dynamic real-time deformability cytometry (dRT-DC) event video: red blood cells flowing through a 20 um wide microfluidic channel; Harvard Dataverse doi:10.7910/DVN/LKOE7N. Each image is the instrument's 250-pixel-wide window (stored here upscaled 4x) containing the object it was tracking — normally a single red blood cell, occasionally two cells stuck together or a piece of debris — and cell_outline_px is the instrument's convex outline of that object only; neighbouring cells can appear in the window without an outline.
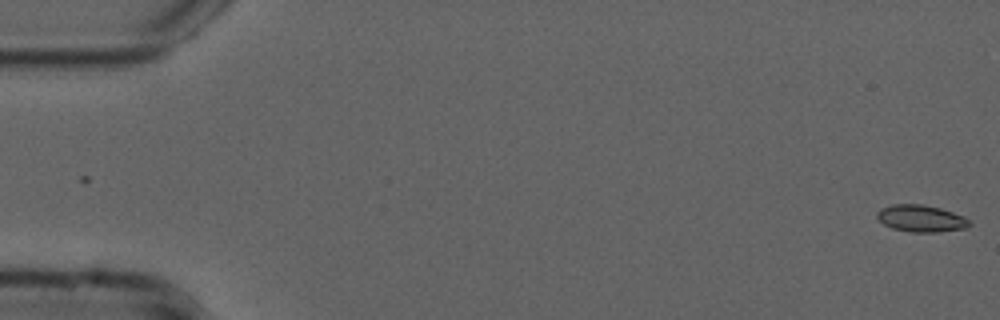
{"species": "common noctule bat (a hibernating species)", "species_latin": "Nyctalus noctula", "temperature_condition": "cold", "stored_images_in_passage": 54, "camera_frame_rate_fps": 3000, "um_per_image_px": 0.085, "animal": {"sex": "male", "forearm_length_mm": 52.5}, "frame": {"image": 1, "passage_image": 1, "time_ms": 0.0, "image_size_px": [1000, 320], "cell_outline_px": [[972, 224], [964, 228], [936, 232], [912, 232], [892, 228], [884, 224], [876, 216], [876, 212], [880, 208], [892, 204], [920, 204], [940, 208], [964, 216]], "centroid_in_image_um": [78.26, 18.56], "position_along_channel_um": 6.7, "area_um2": 14.39}}
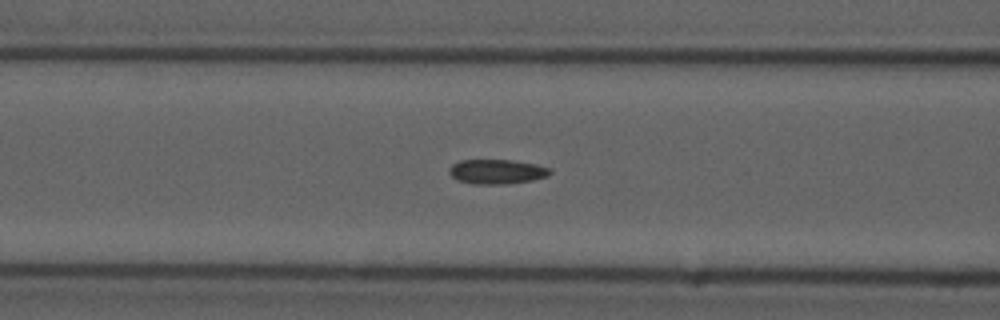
{"frame": {"image": 2, "passage_image": 22, "time_ms": 7.0, "image_size_px": [1000, 320], "cell_outline_px": [[552, 172], [548, 176], [532, 180], [508, 184], [472, 184], [456, 180], [448, 172], [448, 168], [452, 164], [460, 160], [508, 160], [536, 164], [548, 168]], "centroid_in_image_um": [42.19, 14.6], "position_along_channel_um": 124.4, "area_um2": 14.51}}
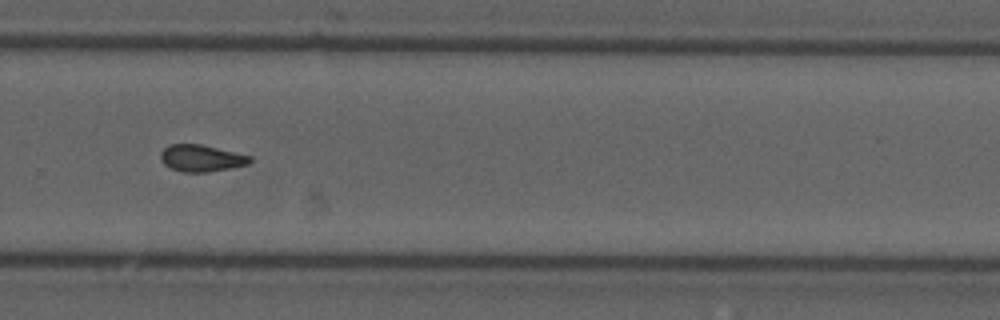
{"frame": {"image": 3, "passage_image": 37, "time_ms": 12.0, "image_size_px": [1000, 320], "cell_outline_px": [[252, 160], [248, 164], [208, 172], [184, 172], [172, 168], [164, 164], [160, 160], [160, 152], [164, 148], [172, 144], [200, 144], [252, 156]], "centroid_in_image_um": [17.1, 13.44], "position_along_channel_um": 312.7, "area_um2": 13.81}, "authors_computed_cell_mechanics": {"area_um2": 14.1321, "velocity_mm_per_s": 3.775, "shape_relaxation_time_tau1_ms": null, "shape_relaxation_time_tau2_ms": 3.0995, "deformation_change_tau1": null, "deformation_change_tau2": 0.0865}}